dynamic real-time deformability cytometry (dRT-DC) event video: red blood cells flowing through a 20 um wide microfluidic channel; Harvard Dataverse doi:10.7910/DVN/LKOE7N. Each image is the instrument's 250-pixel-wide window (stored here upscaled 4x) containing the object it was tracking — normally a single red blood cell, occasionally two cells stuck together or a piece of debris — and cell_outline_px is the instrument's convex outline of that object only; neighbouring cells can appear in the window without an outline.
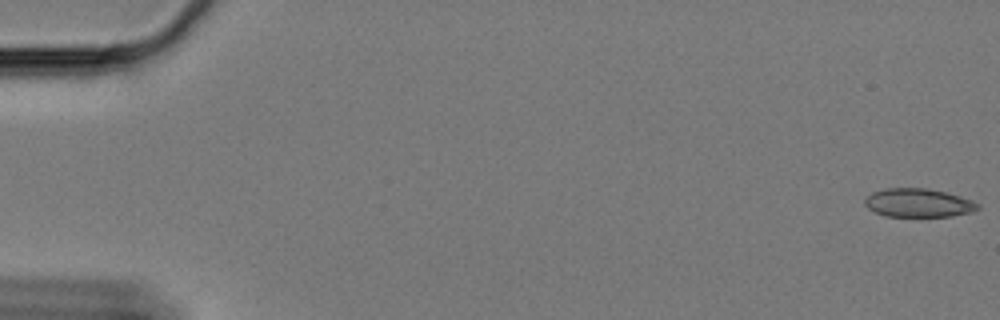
{"species": "Egyptian fruit bat (a non-hibernating species)", "species_latin": "Rousettus aegyptiacus", "temperature_condition": "cold", "stored_images_in_passage": 53, "camera_frame_rate_fps": 3000, "um_per_image_px": 0.085, "animal": {"sex": "female"}, "frame": {"image": 1, "passage_image": 1, "time_ms": 0.0, "image_size_px": [1000, 320], "cell_outline_px": [[980, 208], [972, 212], [952, 216], [884, 216], [868, 208], [864, 204], [864, 200], [872, 192], [884, 188], [924, 188], [944, 192], [960, 196], [972, 200], [980, 204]], "centroid_in_image_um": [78.06, 17.24], "position_along_channel_um": 6.9, "area_um2": 18.79}}
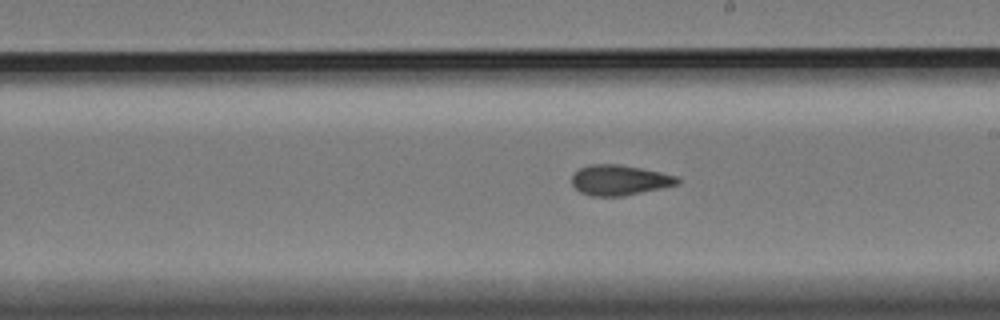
{"frame": {"image": 2, "passage_image": 35, "time_ms": 11.333, "image_size_px": [1000, 320], "cell_outline_px": [[680, 184], [624, 196], [592, 196], [580, 192], [572, 184], [572, 176], [580, 168], [588, 164], [620, 164], [660, 172], [676, 176], [680, 180]], "centroid_in_image_um": [52.66, 15.31], "position_along_channel_um": 236.3, "area_um2": 18.61}}
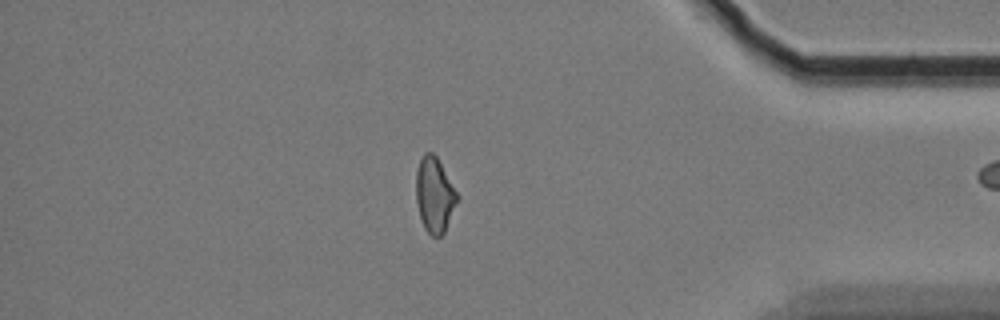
{"frame": {"image": 3, "passage_image": 52, "time_ms": 17.0, "image_size_px": [1000, 320], "cell_outline_px": [[460, 196], [444, 232], [440, 236], [432, 236], [424, 228], [420, 216], [416, 200], [416, 172], [420, 160], [424, 152], [432, 152], [436, 156]], "centroid_in_image_um": [36.94, 16.56], "position_along_channel_um": 398.3, "area_um2": 17.92}}